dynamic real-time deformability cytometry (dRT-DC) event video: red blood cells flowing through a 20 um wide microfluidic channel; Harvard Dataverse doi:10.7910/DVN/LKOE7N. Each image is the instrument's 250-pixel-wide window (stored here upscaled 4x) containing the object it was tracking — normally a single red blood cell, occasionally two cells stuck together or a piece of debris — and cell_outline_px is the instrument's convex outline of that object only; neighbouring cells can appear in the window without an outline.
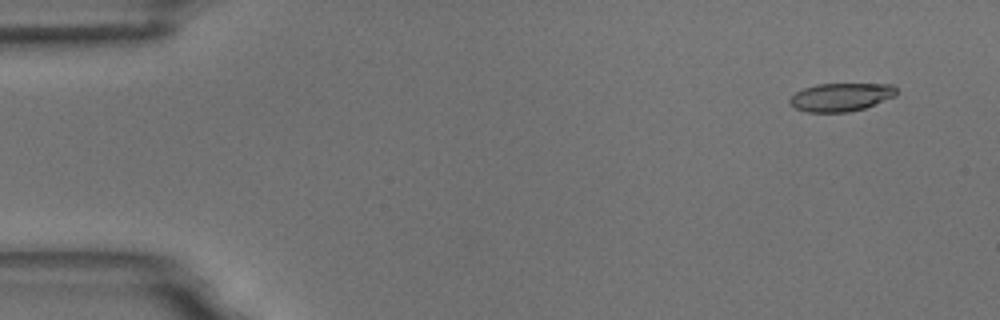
{"species": "common noctule bat (a hibernating species)", "species_latin": "Nyctalus noctula", "temperature_condition": "room temperature", "stored_images_in_passage": 5, "camera_frame_rate_fps": 3000, "um_per_image_px": 0.085, "animal": {"sex": "male", "body_mass_g": 18.8}, "frame": {"image": 1, "passage_image": 1, "time_ms": 0.0, "image_size_px": [1000, 320], "cell_outline_px": [[896, 96], [864, 108], [848, 112], [808, 112], [796, 108], [788, 100], [796, 92], [804, 88], [816, 84], [892, 84], [896, 88]], "centroid_in_image_um": [71.49, 8.25], "position_along_channel_um": 13.5, "area_um2": 17.4}}
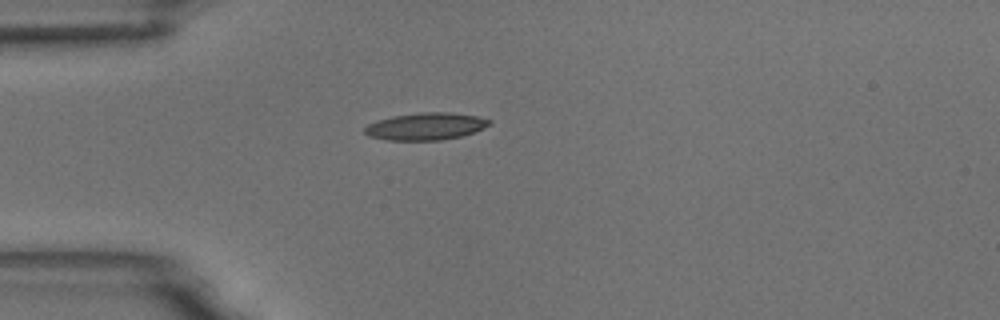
{"frame": {"image": 2, "passage_image": 4, "time_ms": 3.667, "image_size_px": [1000, 320], "cell_outline_px": [[492, 124], [484, 128], [460, 136], [440, 140], [388, 140], [368, 136], [364, 132], [364, 128], [368, 124], [376, 120], [392, 116], [420, 112], [448, 112], [476, 116], [492, 120]], "centroid_in_image_um": [36.17, 10.73], "position_along_channel_um": 48.8, "area_um2": 19.77}}